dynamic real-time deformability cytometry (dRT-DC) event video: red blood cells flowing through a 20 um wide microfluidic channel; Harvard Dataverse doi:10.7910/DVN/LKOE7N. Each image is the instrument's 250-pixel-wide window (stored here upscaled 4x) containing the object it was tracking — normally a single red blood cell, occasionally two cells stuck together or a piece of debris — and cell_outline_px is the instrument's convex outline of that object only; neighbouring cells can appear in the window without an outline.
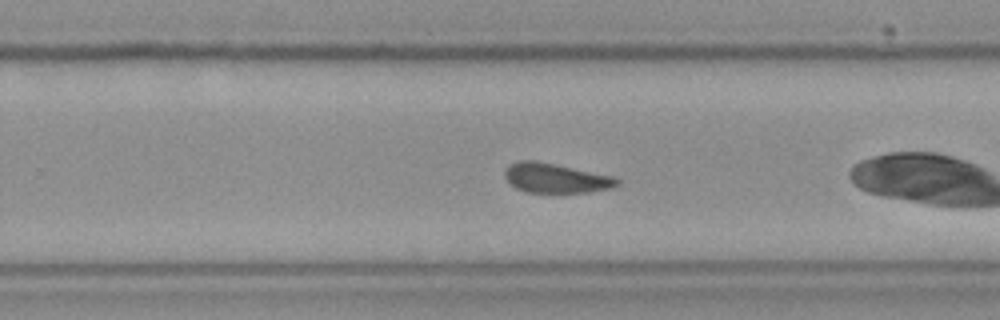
{"species": "Egyptian fruit bat (a non-hibernating species)", "species_latin": "Rousettus aegyptiacus", "temperature_condition": "cold", "stored_images_in_passage": 36, "camera_frame_rate_fps": 3000, "um_per_image_px": 0.085, "frame": {"image": 1, "passage_image": 15, "time_ms": 4.667, "image_size_px": [1000, 320], "cell_outline_px": [[620, 184], [612, 188], [588, 192], [524, 192], [516, 188], [504, 176], [504, 172], [512, 164], [520, 160], [532, 160], [616, 176], [620, 180]], "centroid_in_image_um": [47.3, 15.15], "position_along_channel_um": 282.5, "area_um2": 19.19}}
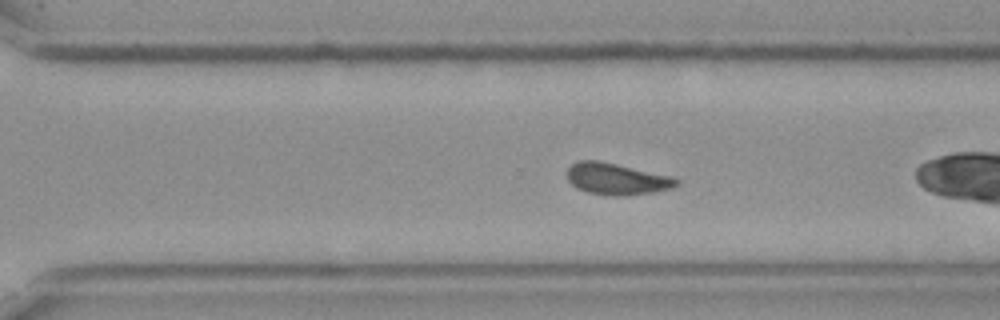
{"frame": {"image": 2, "passage_image": 18, "time_ms": 5.667, "image_size_px": [1000, 320], "cell_outline_px": [[680, 184], [672, 188], [652, 192], [620, 196], [588, 192], [576, 188], [568, 180], [568, 168], [572, 164], [580, 160], [596, 160], [616, 164], [680, 180]], "centroid_in_image_um": [52.36, 15.21], "position_along_channel_um": 318.2, "area_um2": 19.42}, "authors_computed_cell_mechanics": {"area_um2": 19.5075, "velocity_mm_per_s": 3.5979, "shape_relaxation_time_tau1_ms": 2.8781, "shape_relaxation_time_tau2_ms": null, "deformation_change_tau1": 0.1648, "deformation_change_tau2": null}}